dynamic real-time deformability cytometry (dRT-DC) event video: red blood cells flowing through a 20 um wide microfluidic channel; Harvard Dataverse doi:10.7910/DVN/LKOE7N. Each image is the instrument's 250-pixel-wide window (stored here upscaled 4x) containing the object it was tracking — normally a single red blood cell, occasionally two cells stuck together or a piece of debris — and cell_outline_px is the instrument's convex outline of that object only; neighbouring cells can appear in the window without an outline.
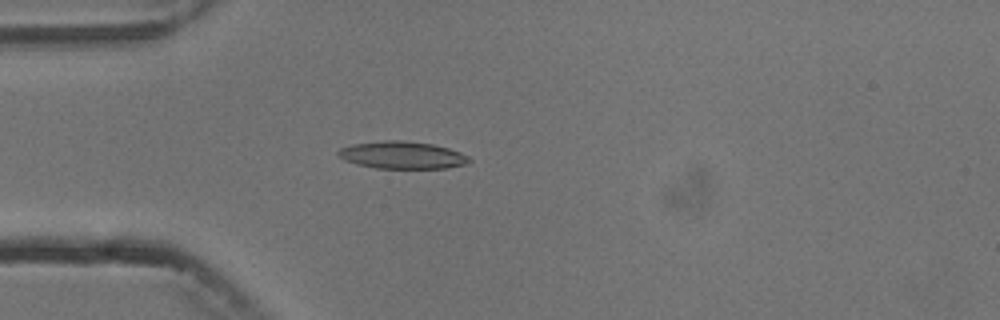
{"species": "common noctule bat (a hibernating species)", "species_latin": "Nyctalus noctula", "temperature_condition": "cold", "stored_images_in_passage": 6, "camera_frame_rate_fps": 3000, "um_per_image_px": 0.085, "animal": {"sex": "male", "body_mass_g": 13.3}, "frame": {"image": 1, "passage_image": 5, "time_ms": 4.667, "image_size_px": [1000, 320], "cell_outline_px": [[472, 160], [464, 164], [448, 168], [376, 168], [356, 164], [344, 160], [336, 152], [340, 148], [352, 144], [384, 140], [404, 140], [432, 144], [448, 148], [460, 152], [468, 156]], "centroid_in_image_um": [34.17, 13.18], "position_along_channel_um": 50.8, "area_um2": 20.87}}